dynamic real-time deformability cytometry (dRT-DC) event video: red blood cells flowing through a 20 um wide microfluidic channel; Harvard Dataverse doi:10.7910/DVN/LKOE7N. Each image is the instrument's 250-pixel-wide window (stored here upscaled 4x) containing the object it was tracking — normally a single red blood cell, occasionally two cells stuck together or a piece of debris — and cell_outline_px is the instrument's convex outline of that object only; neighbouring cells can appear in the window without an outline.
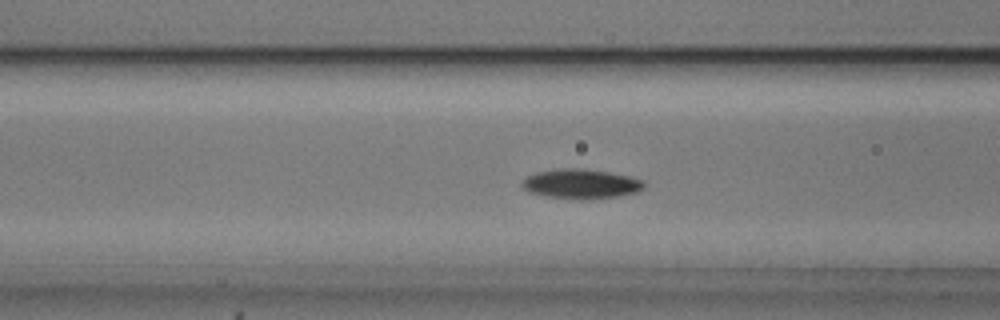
{"species": "common noctule bat (a hibernating species)", "species_latin": "Nyctalus noctula", "temperature_condition": "cold", "stored_images_in_passage": 43, "camera_frame_rate_fps": 3000, "um_per_image_px": 0.085, "animal": {"sex": "male", "body_mass_g": 20.5, "forearm_length_mm": 52.5}, "frame": {"image": 1, "passage_image": 19, "time_ms": 6.0, "image_size_px": [1000, 320], "cell_outline_px": [[644, 188], [636, 192], [616, 196], [580, 200], [548, 196], [528, 192], [520, 184], [528, 176], [536, 172], [560, 168], [576, 168], [608, 172], [628, 176], [644, 180]], "centroid_in_image_um": [49.37, 15.63], "position_along_channel_um": 117.2, "area_um2": 20.81}}
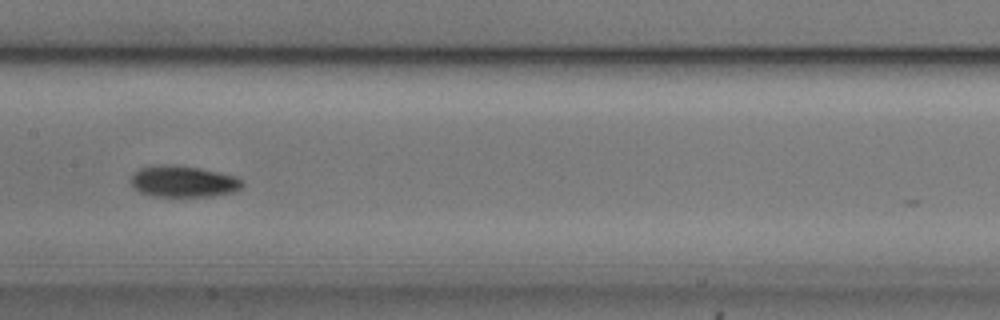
{"frame": {"image": 2, "passage_image": 25, "time_ms": 8.0, "image_size_px": [1000, 320], "cell_outline_px": [[244, 184], [236, 192], [212, 196], [156, 196], [140, 192], [128, 180], [132, 172], [140, 168], [152, 164], [176, 164], [200, 168], [236, 176], [244, 180]], "centroid_in_image_um": [15.57, 15.4], "position_along_channel_um": 191.8, "area_um2": 20.81}}
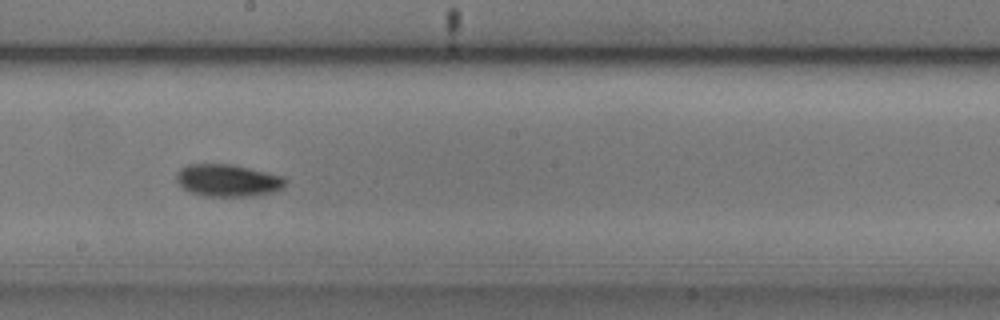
{"frame": {"image": 3, "passage_image": 28, "time_ms": 9.0, "image_size_px": [1000, 320], "cell_outline_px": [[288, 180], [280, 188], [272, 192], [252, 196], [204, 196], [188, 192], [176, 180], [176, 172], [180, 168], [188, 164], [232, 164], [280, 176]], "centroid_in_image_um": [19.29, 15.33], "position_along_channel_um": 228.9, "area_um2": 20.29}, "authors_computed_cell_mechanics": {"area_um2": 19.4786, "velocity_mm_per_s": 3.714, "shape_relaxation_time_tau1_ms": 2.7065, "shape_relaxation_time_tau2_ms": null, "deformation_change_tau1": 0.1086, "deformation_change_tau2": null}}